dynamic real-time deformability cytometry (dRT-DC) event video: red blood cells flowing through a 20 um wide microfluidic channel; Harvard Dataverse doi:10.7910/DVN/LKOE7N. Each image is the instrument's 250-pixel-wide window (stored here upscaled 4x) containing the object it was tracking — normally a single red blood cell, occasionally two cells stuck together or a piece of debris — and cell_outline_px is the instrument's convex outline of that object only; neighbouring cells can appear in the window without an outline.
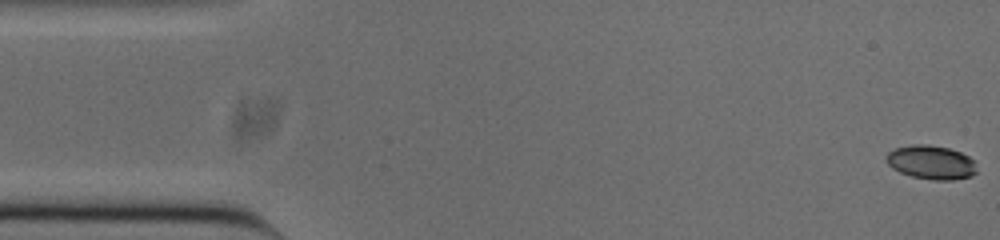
{"species": "common noctule bat (a hibernating species)", "species_latin": "Nyctalus noctula", "temperature_condition": "cold", "stored_images_in_passage": 53, "camera_frame_rate_fps": 3000, "um_per_image_px": 0.085, "animal": {"sex": "male", "body_mass_g": 20.0, "forearm_length_mm": 53.3}, "frame": {"image": 1, "passage_image": 1, "time_ms": 0.0, "image_size_px": [1000, 240], "cell_outline_px": [[976, 172], [972, 176], [952, 180], [932, 180], [912, 176], [900, 172], [892, 168], [884, 160], [884, 156], [888, 152], [896, 148], [912, 144], [928, 144], [948, 148], [960, 152], [968, 156], [972, 160]], "centroid_in_image_um": [79.1, 13.79], "position_along_channel_um": 5.9, "area_um2": 17.86}}
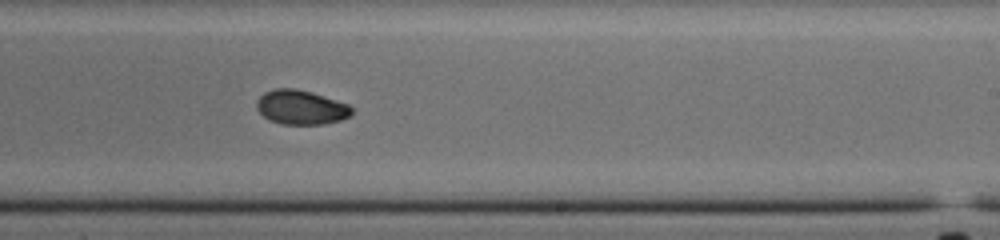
{"frame": {"image": 2, "passage_image": 31, "time_ms": 10.0, "image_size_px": [1000, 240], "cell_outline_px": [[352, 116], [340, 120], [324, 124], [280, 124], [268, 120], [256, 108], [256, 100], [264, 92], [276, 88], [296, 88], [312, 92], [348, 104], [352, 108]], "centroid_in_image_um": [25.57, 9.12], "position_along_channel_um": 263.4, "area_um2": 19.19}}
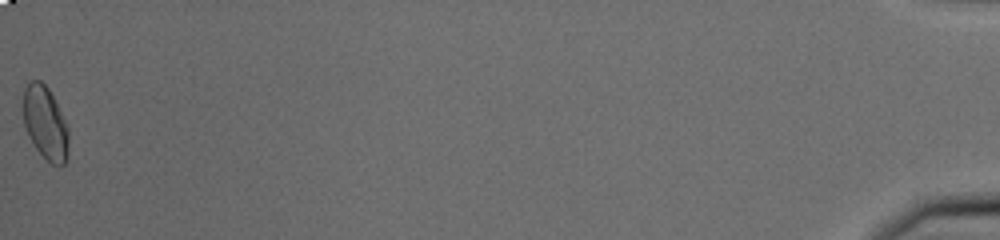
{"frame": {"image": 3, "passage_image": 53, "time_ms": 17.333, "image_size_px": [1000, 240], "cell_outline_px": [[68, 156], [64, 164], [52, 164], [36, 148], [24, 128], [24, 88], [32, 80], [40, 80], [48, 88], [68, 128]], "centroid_in_image_um": [3.85, 10.46], "position_along_channel_um": 431.4, "area_um2": 18.9}, "authors_computed_cell_mechanics": {"area_um2": 18.785, "velocity_mm_per_s": 3.825, "shape_relaxation_time_tau1_ms": null, "shape_relaxation_time_tau2_ms": 2.8037, "deformation_change_tau1": null, "deformation_change_tau2": 0.0478}}